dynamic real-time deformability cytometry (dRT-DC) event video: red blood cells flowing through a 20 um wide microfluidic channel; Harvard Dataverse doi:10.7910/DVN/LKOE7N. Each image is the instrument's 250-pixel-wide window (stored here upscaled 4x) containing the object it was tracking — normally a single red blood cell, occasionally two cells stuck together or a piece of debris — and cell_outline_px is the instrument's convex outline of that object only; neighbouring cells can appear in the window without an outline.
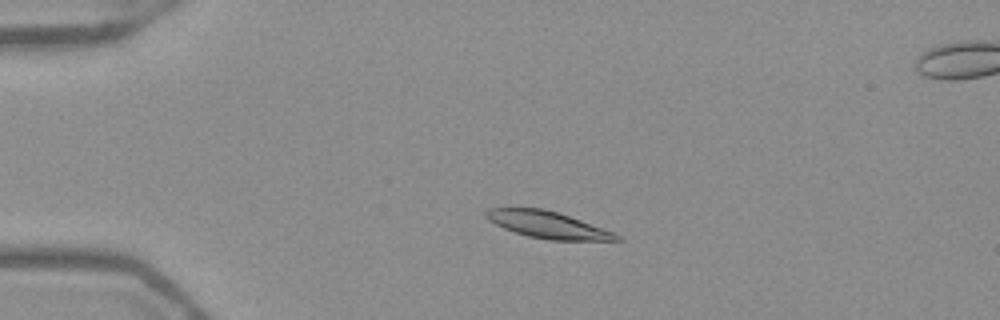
{"species": "Egyptian fruit bat (a non-hibernating species)", "species_latin": "Rousettus aegyptiacus", "temperature_condition": "warm", "stored_images_in_passage": 46, "camera_frame_rate_fps": 3000, "um_per_image_px": 0.085, "frame": {"image": 1, "passage_image": 6, "time_ms": 1.667, "image_size_px": [1000, 320], "cell_outline_px": [[624, 240], [548, 240], [528, 236], [504, 228], [488, 220], [484, 216], [484, 212], [488, 208], [508, 204], [544, 208], [580, 220], [612, 232], [620, 236]], "centroid_in_image_um": [46.39, 19.04], "position_along_channel_um": 38.6, "area_um2": 20.87}}
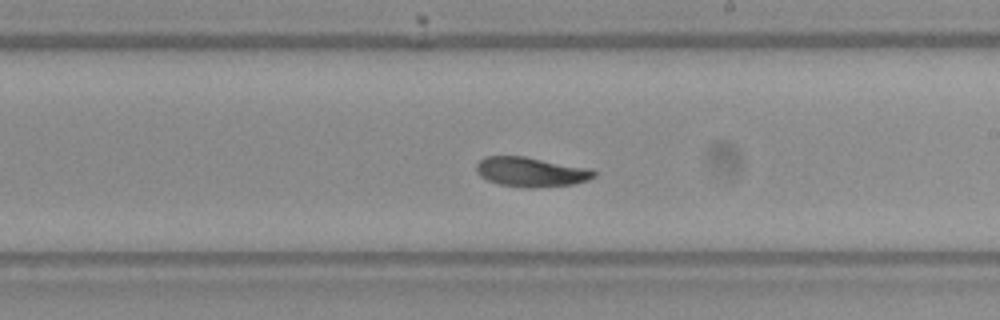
{"frame": {"image": 2, "passage_image": 25, "time_ms": 8.0, "image_size_px": [1000, 320], "cell_outline_px": [[596, 176], [588, 180], [572, 184], [532, 188], [524, 188], [500, 184], [488, 180], [480, 176], [476, 172], [476, 164], [484, 156], [524, 156], [592, 168], [596, 172]], "centroid_in_image_um": [45.15, 14.61], "position_along_channel_um": 243.9, "area_um2": 20.46}}
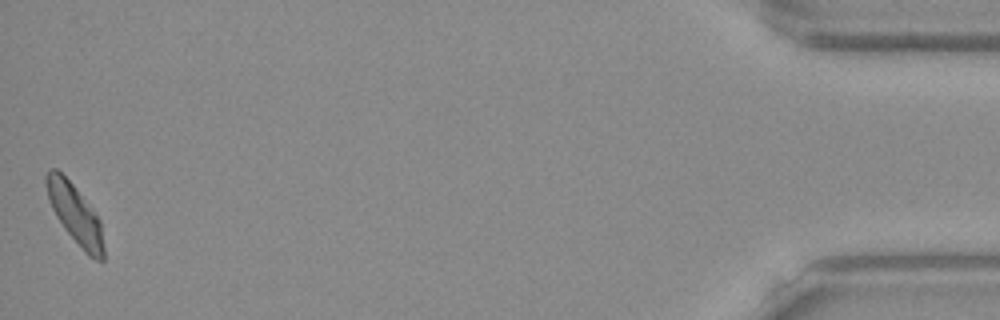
{"frame": {"image": 3, "passage_image": 46, "time_ms": 15.0, "image_size_px": [1000, 320], "cell_outline_px": [[104, 260], [96, 260], [88, 256], [84, 252], [64, 228], [56, 216], [48, 200], [44, 184], [44, 176], [48, 168], [56, 168], [72, 184], [100, 220], [104, 248]], "centroid_in_image_um": [6.34, 18.19], "position_along_channel_um": 428.9, "area_um2": 19.71}, "authors_computed_cell_mechanics": {"area_um2": 20.3456, "velocity_mm_per_s": 3.9018, "shape_relaxation_time_tau1_ms": 9.3256, "shape_relaxation_time_tau2_ms": 2.393, "deformation_change_tau1": 0.1843, "deformation_change_tau2": 0.0542}}